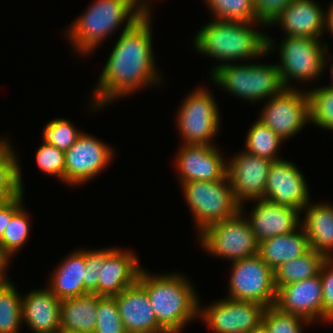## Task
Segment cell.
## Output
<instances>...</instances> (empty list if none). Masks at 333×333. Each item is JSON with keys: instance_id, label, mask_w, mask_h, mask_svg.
Returning a JSON list of instances; mask_svg holds the SVG:
<instances>
[{"instance_id": "obj_1", "label": "cell", "mask_w": 333, "mask_h": 333, "mask_svg": "<svg viewBox=\"0 0 333 333\" xmlns=\"http://www.w3.org/2000/svg\"><path fill=\"white\" fill-rule=\"evenodd\" d=\"M150 12L135 23L124 24L92 93L91 109H101L121 96L161 82L152 46Z\"/></svg>"}, {"instance_id": "obj_2", "label": "cell", "mask_w": 333, "mask_h": 333, "mask_svg": "<svg viewBox=\"0 0 333 333\" xmlns=\"http://www.w3.org/2000/svg\"><path fill=\"white\" fill-rule=\"evenodd\" d=\"M253 24L255 27L264 25L260 22H235L213 18L195 35L194 47L197 52L218 59L220 64L216 66L266 56L275 49L273 47H276V43L267 34L253 29Z\"/></svg>"}, {"instance_id": "obj_3", "label": "cell", "mask_w": 333, "mask_h": 333, "mask_svg": "<svg viewBox=\"0 0 333 333\" xmlns=\"http://www.w3.org/2000/svg\"><path fill=\"white\" fill-rule=\"evenodd\" d=\"M185 275H152L141 269L137 282L146 290L159 326L166 333H181L199 317L200 302L193 284Z\"/></svg>"}, {"instance_id": "obj_4", "label": "cell", "mask_w": 333, "mask_h": 333, "mask_svg": "<svg viewBox=\"0 0 333 333\" xmlns=\"http://www.w3.org/2000/svg\"><path fill=\"white\" fill-rule=\"evenodd\" d=\"M146 12L139 0H94L67 27L66 36L78 54L90 55L122 23H135Z\"/></svg>"}, {"instance_id": "obj_5", "label": "cell", "mask_w": 333, "mask_h": 333, "mask_svg": "<svg viewBox=\"0 0 333 333\" xmlns=\"http://www.w3.org/2000/svg\"><path fill=\"white\" fill-rule=\"evenodd\" d=\"M210 73L213 84L251 103L270 99L285 88L276 64L214 65Z\"/></svg>"}, {"instance_id": "obj_6", "label": "cell", "mask_w": 333, "mask_h": 333, "mask_svg": "<svg viewBox=\"0 0 333 333\" xmlns=\"http://www.w3.org/2000/svg\"><path fill=\"white\" fill-rule=\"evenodd\" d=\"M196 224L198 234L209 226L235 216L240 211L226 176L219 181L179 183Z\"/></svg>"}, {"instance_id": "obj_7", "label": "cell", "mask_w": 333, "mask_h": 333, "mask_svg": "<svg viewBox=\"0 0 333 333\" xmlns=\"http://www.w3.org/2000/svg\"><path fill=\"white\" fill-rule=\"evenodd\" d=\"M279 47V69L282 84L292 88L290 82L298 80L312 82L323 75L327 68V44L322 39L309 37L284 36ZM292 80V81H291Z\"/></svg>"}, {"instance_id": "obj_8", "label": "cell", "mask_w": 333, "mask_h": 333, "mask_svg": "<svg viewBox=\"0 0 333 333\" xmlns=\"http://www.w3.org/2000/svg\"><path fill=\"white\" fill-rule=\"evenodd\" d=\"M178 110L176 126L183 144L216 145L213 138L219 133L221 116L212 93L198 86L187 94Z\"/></svg>"}, {"instance_id": "obj_9", "label": "cell", "mask_w": 333, "mask_h": 333, "mask_svg": "<svg viewBox=\"0 0 333 333\" xmlns=\"http://www.w3.org/2000/svg\"><path fill=\"white\" fill-rule=\"evenodd\" d=\"M243 209L240 206L235 216L215 223L199 234L203 250L232 262L258 254L259 242L244 217L246 210Z\"/></svg>"}, {"instance_id": "obj_10", "label": "cell", "mask_w": 333, "mask_h": 333, "mask_svg": "<svg viewBox=\"0 0 333 333\" xmlns=\"http://www.w3.org/2000/svg\"><path fill=\"white\" fill-rule=\"evenodd\" d=\"M231 277L226 298L251 301L270 307L275 304L273 270L257 254L231 263Z\"/></svg>"}, {"instance_id": "obj_11", "label": "cell", "mask_w": 333, "mask_h": 333, "mask_svg": "<svg viewBox=\"0 0 333 333\" xmlns=\"http://www.w3.org/2000/svg\"><path fill=\"white\" fill-rule=\"evenodd\" d=\"M264 104L260 118L283 141L300 133L307 123H310L309 97L307 91L284 88Z\"/></svg>"}, {"instance_id": "obj_12", "label": "cell", "mask_w": 333, "mask_h": 333, "mask_svg": "<svg viewBox=\"0 0 333 333\" xmlns=\"http://www.w3.org/2000/svg\"><path fill=\"white\" fill-rule=\"evenodd\" d=\"M113 151L101 139L82 132L76 142L65 151V183L79 186L90 182L112 163L115 154Z\"/></svg>"}, {"instance_id": "obj_13", "label": "cell", "mask_w": 333, "mask_h": 333, "mask_svg": "<svg viewBox=\"0 0 333 333\" xmlns=\"http://www.w3.org/2000/svg\"><path fill=\"white\" fill-rule=\"evenodd\" d=\"M265 309L260 303L225 297L207 307L199 306V319L215 333H249L262 324Z\"/></svg>"}, {"instance_id": "obj_14", "label": "cell", "mask_w": 333, "mask_h": 333, "mask_svg": "<svg viewBox=\"0 0 333 333\" xmlns=\"http://www.w3.org/2000/svg\"><path fill=\"white\" fill-rule=\"evenodd\" d=\"M272 162L244 150L227 161V177L234 197L241 206L244 207L245 201L264 199Z\"/></svg>"}, {"instance_id": "obj_15", "label": "cell", "mask_w": 333, "mask_h": 333, "mask_svg": "<svg viewBox=\"0 0 333 333\" xmlns=\"http://www.w3.org/2000/svg\"><path fill=\"white\" fill-rule=\"evenodd\" d=\"M217 145L182 144L175 160L178 181H219L227 176V161Z\"/></svg>"}, {"instance_id": "obj_16", "label": "cell", "mask_w": 333, "mask_h": 333, "mask_svg": "<svg viewBox=\"0 0 333 333\" xmlns=\"http://www.w3.org/2000/svg\"><path fill=\"white\" fill-rule=\"evenodd\" d=\"M308 188L307 181L296 164L281 159L272 162L264 199L301 212L310 202Z\"/></svg>"}, {"instance_id": "obj_17", "label": "cell", "mask_w": 333, "mask_h": 333, "mask_svg": "<svg viewBox=\"0 0 333 333\" xmlns=\"http://www.w3.org/2000/svg\"><path fill=\"white\" fill-rule=\"evenodd\" d=\"M320 275L281 286L274 306L309 322H323V292Z\"/></svg>"}, {"instance_id": "obj_18", "label": "cell", "mask_w": 333, "mask_h": 333, "mask_svg": "<svg viewBox=\"0 0 333 333\" xmlns=\"http://www.w3.org/2000/svg\"><path fill=\"white\" fill-rule=\"evenodd\" d=\"M252 207L248 220L252 232L258 242L294 232L301 226L299 210L288 206L275 204L265 199H257Z\"/></svg>"}, {"instance_id": "obj_19", "label": "cell", "mask_w": 333, "mask_h": 333, "mask_svg": "<svg viewBox=\"0 0 333 333\" xmlns=\"http://www.w3.org/2000/svg\"><path fill=\"white\" fill-rule=\"evenodd\" d=\"M113 297L127 333H166L157 322L146 290L138 282Z\"/></svg>"}, {"instance_id": "obj_20", "label": "cell", "mask_w": 333, "mask_h": 333, "mask_svg": "<svg viewBox=\"0 0 333 333\" xmlns=\"http://www.w3.org/2000/svg\"><path fill=\"white\" fill-rule=\"evenodd\" d=\"M277 24L285 36L322 39L325 11L314 0H293L270 26Z\"/></svg>"}, {"instance_id": "obj_21", "label": "cell", "mask_w": 333, "mask_h": 333, "mask_svg": "<svg viewBox=\"0 0 333 333\" xmlns=\"http://www.w3.org/2000/svg\"><path fill=\"white\" fill-rule=\"evenodd\" d=\"M117 248L101 266L98 281V296L113 297L137 282L140 270L139 259L131 250Z\"/></svg>"}, {"instance_id": "obj_22", "label": "cell", "mask_w": 333, "mask_h": 333, "mask_svg": "<svg viewBox=\"0 0 333 333\" xmlns=\"http://www.w3.org/2000/svg\"><path fill=\"white\" fill-rule=\"evenodd\" d=\"M47 288V289H46ZM22 297V318L33 333H59L61 301L47 287Z\"/></svg>"}, {"instance_id": "obj_23", "label": "cell", "mask_w": 333, "mask_h": 333, "mask_svg": "<svg viewBox=\"0 0 333 333\" xmlns=\"http://www.w3.org/2000/svg\"><path fill=\"white\" fill-rule=\"evenodd\" d=\"M311 203V204H310ZM308 203L301 212H306L301 226L309 240L310 249L333 258V205L328 202Z\"/></svg>"}, {"instance_id": "obj_24", "label": "cell", "mask_w": 333, "mask_h": 333, "mask_svg": "<svg viewBox=\"0 0 333 333\" xmlns=\"http://www.w3.org/2000/svg\"><path fill=\"white\" fill-rule=\"evenodd\" d=\"M51 273L48 288L60 300L84 296L85 249H77Z\"/></svg>"}, {"instance_id": "obj_25", "label": "cell", "mask_w": 333, "mask_h": 333, "mask_svg": "<svg viewBox=\"0 0 333 333\" xmlns=\"http://www.w3.org/2000/svg\"><path fill=\"white\" fill-rule=\"evenodd\" d=\"M309 250V240L300 226L294 232L260 242L258 255L274 271L281 264L296 259Z\"/></svg>"}, {"instance_id": "obj_26", "label": "cell", "mask_w": 333, "mask_h": 333, "mask_svg": "<svg viewBox=\"0 0 333 333\" xmlns=\"http://www.w3.org/2000/svg\"><path fill=\"white\" fill-rule=\"evenodd\" d=\"M98 295L87 294L61 301V330L94 333L97 323Z\"/></svg>"}, {"instance_id": "obj_27", "label": "cell", "mask_w": 333, "mask_h": 333, "mask_svg": "<svg viewBox=\"0 0 333 333\" xmlns=\"http://www.w3.org/2000/svg\"><path fill=\"white\" fill-rule=\"evenodd\" d=\"M326 260L323 254L310 249L302 256L281 264L273 271L276 290L281 286L319 275Z\"/></svg>"}, {"instance_id": "obj_28", "label": "cell", "mask_w": 333, "mask_h": 333, "mask_svg": "<svg viewBox=\"0 0 333 333\" xmlns=\"http://www.w3.org/2000/svg\"><path fill=\"white\" fill-rule=\"evenodd\" d=\"M283 141L277 134L261 121L256 120L251 125L245 140V152L269 159L278 161L282 158L277 154L278 149Z\"/></svg>"}, {"instance_id": "obj_29", "label": "cell", "mask_w": 333, "mask_h": 333, "mask_svg": "<svg viewBox=\"0 0 333 333\" xmlns=\"http://www.w3.org/2000/svg\"><path fill=\"white\" fill-rule=\"evenodd\" d=\"M22 324V297L9 280L0 287V333H20Z\"/></svg>"}, {"instance_id": "obj_30", "label": "cell", "mask_w": 333, "mask_h": 333, "mask_svg": "<svg viewBox=\"0 0 333 333\" xmlns=\"http://www.w3.org/2000/svg\"><path fill=\"white\" fill-rule=\"evenodd\" d=\"M307 93L310 123L333 131V86L311 88Z\"/></svg>"}, {"instance_id": "obj_31", "label": "cell", "mask_w": 333, "mask_h": 333, "mask_svg": "<svg viewBox=\"0 0 333 333\" xmlns=\"http://www.w3.org/2000/svg\"><path fill=\"white\" fill-rule=\"evenodd\" d=\"M214 19L257 22L253 0H205Z\"/></svg>"}, {"instance_id": "obj_32", "label": "cell", "mask_w": 333, "mask_h": 333, "mask_svg": "<svg viewBox=\"0 0 333 333\" xmlns=\"http://www.w3.org/2000/svg\"><path fill=\"white\" fill-rule=\"evenodd\" d=\"M23 205L12 215L10 222L4 230L0 243L5 251L12 257L18 253L28 241L30 235L29 213Z\"/></svg>"}, {"instance_id": "obj_33", "label": "cell", "mask_w": 333, "mask_h": 333, "mask_svg": "<svg viewBox=\"0 0 333 333\" xmlns=\"http://www.w3.org/2000/svg\"><path fill=\"white\" fill-rule=\"evenodd\" d=\"M310 323L300 316L280 311L274 305L266 307L262 318L268 333H303L304 325Z\"/></svg>"}, {"instance_id": "obj_34", "label": "cell", "mask_w": 333, "mask_h": 333, "mask_svg": "<svg viewBox=\"0 0 333 333\" xmlns=\"http://www.w3.org/2000/svg\"><path fill=\"white\" fill-rule=\"evenodd\" d=\"M43 143L55 146L57 149L68 150L82 134L69 120L54 118L43 128Z\"/></svg>"}, {"instance_id": "obj_35", "label": "cell", "mask_w": 333, "mask_h": 333, "mask_svg": "<svg viewBox=\"0 0 333 333\" xmlns=\"http://www.w3.org/2000/svg\"><path fill=\"white\" fill-rule=\"evenodd\" d=\"M9 138H0V185H21L24 192L21 165Z\"/></svg>"}, {"instance_id": "obj_36", "label": "cell", "mask_w": 333, "mask_h": 333, "mask_svg": "<svg viewBox=\"0 0 333 333\" xmlns=\"http://www.w3.org/2000/svg\"><path fill=\"white\" fill-rule=\"evenodd\" d=\"M96 319L94 333H127L114 297L98 296Z\"/></svg>"}, {"instance_id": "obj_37", "label": "cell", "mask_w": 333, "mask_h": 333, "mask_svg": "<svg viewBox=\"0 0 333 333\" xmlns=\"http://www.w3.org/2000/svg\"><path fill=\"white\" fill-rule=\"evenodd\" d=\"M36 163L43 173L65 183V152L48 143H42L36 152Z\"/></svg>"}, {"instance_id": "obj_38", "label": "cell", "mask_w": 333, "mask_h": 333, "mask_svg": "<svg viewBox=\"0 0 333 333\" xmlns=\"http://www.w3.org/2000/svg\"><path fill=\"white\" fill-rule=\"evenodd\" d=\"M116 248H105L97 250H85V279L84 282V295L96 294L98 295V281L101 271V266L105 263L106 258L115 250Z\"/></svg>"}, {"instance_id": "obj_39", "label": "cell", "mask_w": 333, "mask_h": 333, "mask_svg": "<svg viewBox=\"0 0 333 333\" xmlns=\"http://www.w3.org/2000/svg\"><path fill=\"white\" fill-rule=\"evenodd\" d=\"M323 292V323L333 322V258L327 259L319 273Z\"/></svg>"}, {"instance_id": "obj_40", "label": "cell", "mask_w": 333, "mask_h": 333, "mask_svg": "<svg viewBox=\"0 0 333 333\" xmlns=\"http://www.w3.org/2000/svg\"><path fill=\"white\" fill-rule=\"evenodd\" d=\"M293 0H253L257 22L270 26Z\"/></svg>"}, {"instance_id": "obj_41", "label": "cell", "mask_w": 333, "mask_h": 333, "mask_svg": "<svg viewBox=\"0 0 333 333\" xmlns=\"http://www.w3.org/2000/svg\"><path fill=\"white\" fill-rule=\"evenodd\" d=\"M23 194L24 192L15 198L4 201L2 204H0V240L5 228L12 218V215L23 205Z\"/></svg>"}, {"instance_id": "obj_42", "label": "cell", "mask_w": 333, "mask_h": 333, "mask_svg": "<svg viewBox=\"0 0 333 333\" xmlns=\"http://www.w3.org/2000/svg\"><path fill=\"white\" fill-rule=\"evenodd\" d=\"M22 192L21 185H0V204L15 198Z\"/></svg>"}, {"instance_id": "obj_43", "label": "cell", "mask_w": 333, "mask_h": 333, "mask_svg": "<svg viewBox=\"0 0 333 333\" xmlns=\"http://www.w3.org/2000/svg\"><path fill=\"white\" fill-rule=\"evenodd\" d=\"M12 257L5 251L3 245L0 243V274L9 281V277L7 278L6 272H8V265L10 264L9 260Z\"/></svg>"}, {"instance_id": "obj_44", "label": "cell", "mask_w": 333, "mask_h": 333, "mask_svg": "<svg viewBox=\"0 0 333 333\" xmlns=\"http://www.w3.org/2000/svg\"><path fill=\"white\" fill-rule=\"evenodd\" d=\"M327 10L325 11V31L327 30V33L333 35V2Z\"/></svg>"}, {"instance_id": "obj_45", "label": "cell", "mask_w": 333, "mask_h": 333, "mask_svg": "<svg viewBox=\"0 0 333 333\" xmlns=\"http://www.w3.org/2000/svg\"><path fill=\"white\" fill-rule=\"evenodd\" d=\"M140 1V4L144 7V9L146 10V11H150L151 10V6L152 5H150V0H139Z\"/></svg>"}, {"instance_id": "obj_46", "label": "cell", "mask_w": 333, "mask_h": 333, "mask_svg": "<svg viewBox=\"0 0 333 333\" xmlns=\"http://www.w3.org/2000/svg\"><path fill=\"white\" fill-rule=\"evenodd\" d=\"M249 333H268L266 328L261 324L256 329L251 330Z\"/></svg>"}, {"instance_id": "obj_47", "label": "cell", "mask_w": 333, "mask_h": 333, "mask_svg": "<svg viewBox=\"0 0 333 333\" xmlns=\"http://www.w3.org/2000/svg\"><path fill=\"white\" fill-rule=\"evenodd\" d=\"M59 333H89V332L76 331V330H60Z\"/></svg>"}, {"instance_id": "obj_48", "label": "cell", "mask_w": 333, "mask_h": 333, "mask_svg": "<svg viewBox=\"0 0 333 333\" xmlns=\"http://www.w3.org/2000/svg\"><path fill=\"white\" fill-rule=\"evenodd\" d=\"M329 68H330V73H331V79H332V82H333V61H332V64ZM332 82H331V85H328V86H333Z\"/></svg>"}, {"instance_id": "obj_49", "label": "cell", "mask_w": 333, "mask_h": 333, "mask_svg": "<svg viewBox=\"0 0 333 333\" xmlns=\"http://www.w3.org/2000/svg\"><path fill=\"white\" fill-rule=\"evenodd\" d=\"M7 280L0 274V287L6 282Z\"/></svg>"}]
</instances>
